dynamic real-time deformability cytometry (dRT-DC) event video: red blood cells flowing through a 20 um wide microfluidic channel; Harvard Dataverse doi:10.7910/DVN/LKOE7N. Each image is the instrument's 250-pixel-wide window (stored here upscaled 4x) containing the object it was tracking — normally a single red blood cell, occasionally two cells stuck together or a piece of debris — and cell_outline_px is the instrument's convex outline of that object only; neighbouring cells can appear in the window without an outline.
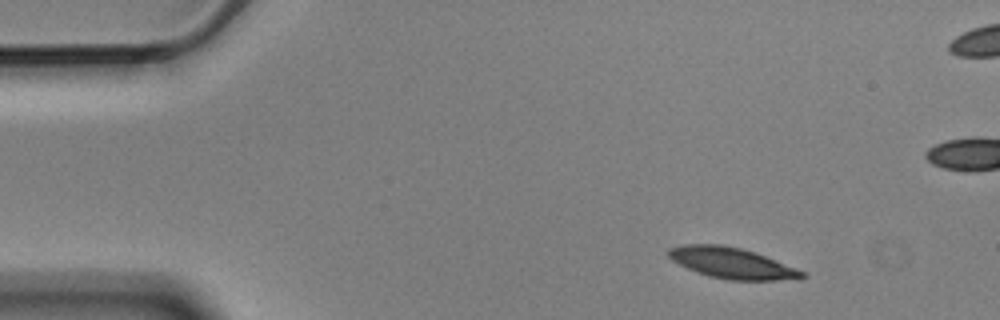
{"species": "Egyptian fruit bat (a non-hibernating species)", "species_latin": "Rousettus aegyptiacus", "temperature_condition": "cold", "stored_images_in_passage": 6, "camera_frame_rate_fps": 3000, "um_per_image_px": 0.085, "animal": {"sex": "male"}, "frame": {"image": 1, "passage_image": 1, "time_ms": 0.0, "image_size_px": [1000, 320], "cell_outline_px": [[808, 276], [776, 280], [728, 280], [708, 276], [696, 272], [672, 260], [668, 256], [668, 248], [684, 244], [720, 244], [740, 248], [764, 256], [796, 268], [804, 272]], "centroid_in_image_um": [62.14, 22.35], "position_along_channel_um": 22.9, "area_um2": 23.64}}
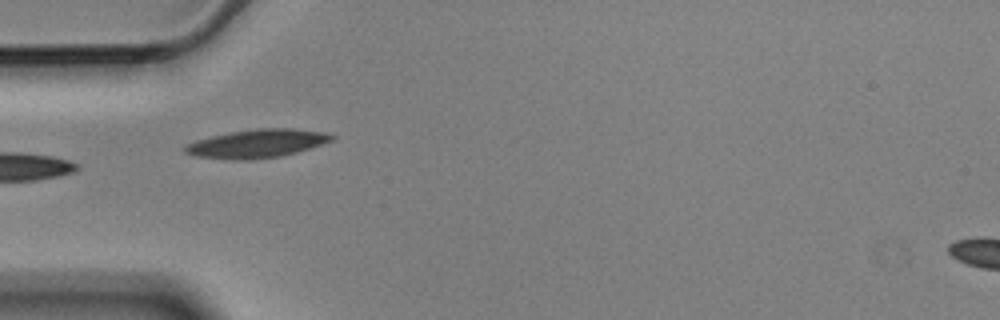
{"frame": {"image": 2, "passage_image": 5, "time_ms": 1.333, "image_size_px": [1000, 320], "cell_outline_px": [[336, 136], [332, 140], [296, 152], [280, 156], [252, 160], [232, 160], [196, 156], [184, 152], [184, 144], [196, 140], [212, 136], [232, 132], [256, 128], [296, 128], [324, 132]], "centroid_in_image_um": [21.82, 12.2], "position_along_channel_um": 63.2, "area_um2": 24.22}}
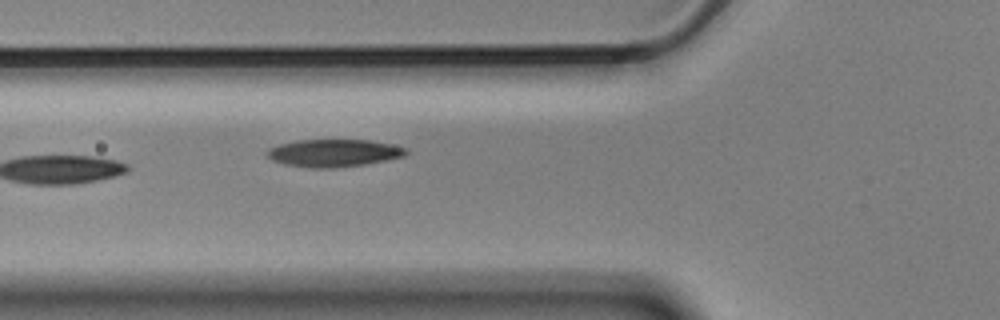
{"frame": {"image": 3, "passage_image": 6, "time_ms": 1.667, "image_size_px": [1000, 320], "cell_outline_px": [[408, 152], [404, 156], [388, 160], [364, 164], [336, 168], [308, 168], [284, 164], [272, 160], [264, 152], [268, 148], [280, 144], [296, 140], [368, 140], [392, 144], [408, 148]], "centroid_in_image_um": [28.36, 13.01], "position_along_channel_um": 97.4, "area_um2": 22.48}}